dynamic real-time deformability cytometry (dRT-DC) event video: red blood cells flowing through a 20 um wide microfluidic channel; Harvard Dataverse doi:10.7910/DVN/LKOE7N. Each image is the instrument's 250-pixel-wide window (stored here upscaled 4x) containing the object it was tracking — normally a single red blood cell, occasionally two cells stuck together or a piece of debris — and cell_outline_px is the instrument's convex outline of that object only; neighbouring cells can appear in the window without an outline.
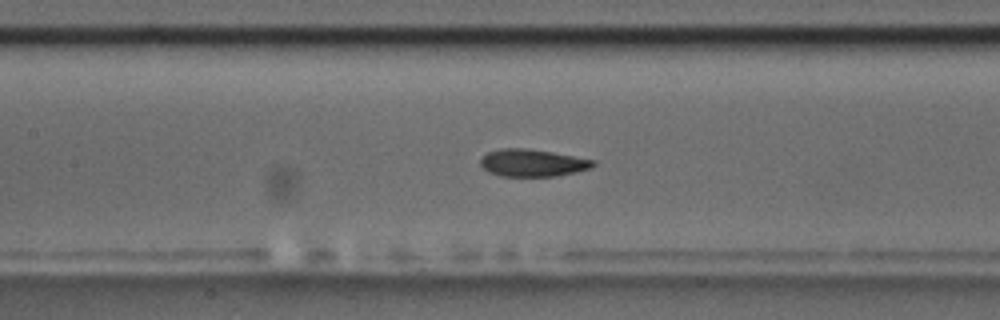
{"species": "common noctule bat (a hibernating species)", "species_latin": "Nyctalus noctula", "temperature_condition": "room temperature", "stored_images_in_passage": 33, "camera_frame_rate_fps": 3000, "um_per_image_px": 0.085, "animal": {"sex": "male", "body_mass_g": 17.5, "forearm_length_mm": 52.3}, "frame": {"image": 1, "passage_image": 8, "time_ms": 2.333, "image_size_px": [1000, 320], "cell_outline_px": [[596, 164], [592, 168], [576, 172], [556, 176], [500, 176], [488, 172], [480, 164], [480, 160], [488, 152], [500, 148], [524, 148], [552, 152], [596, 160]], "centroid_in_image_um": [45.29, 13.85], "position_along_channel_um": 162.1, "area_um2": 17.98}}
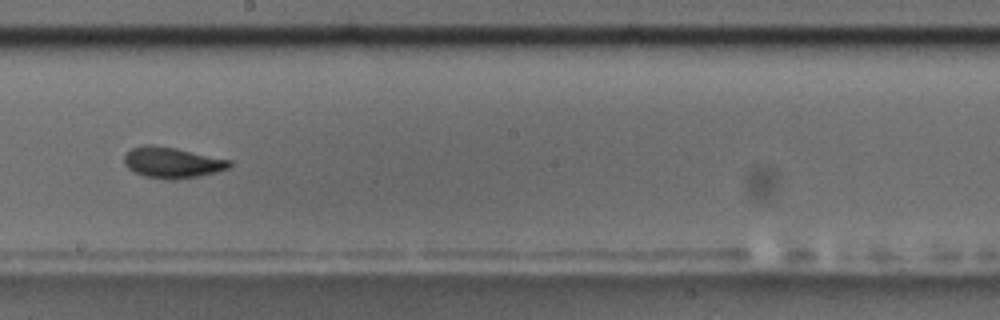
{"frame": {"image": 2, "passage_image": 14, "time_ms": 4.333, "image_size_px": [1000, 320], "cell_outline_px": [[232, 164], [228, 168], [216, 172], [176, 180], [168, 180], [144, 176], [128, 168], [124, 164], [124, 156], [132, 148], [144, 144], [152, 144], [176, 148], [232, 160]], "centroid_in_image_um": [14.63, 13.81], "position_along_channel_um": 233.6, "area_um2": 18.96}}
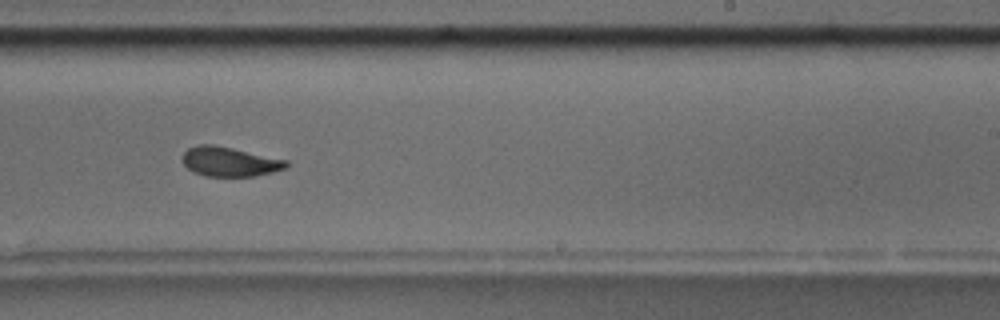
{"frame": {"image": 3, "passage_image": 17, "time_ms": 5.333, "image_size_px": [1000, 320], "cell_outline_px": [[288, 164], [284, 168], [272, 172], [252, 176], [204, 176], [192, 172], [180, 160], [180, 156], [188, 148], [196, 144], [212, 144], [232, 148], [288, 160]], "centroid_in_image_um": [19.44, 13.73], "position_along_channel_um": 269.6, "area_um2": 17.92}}